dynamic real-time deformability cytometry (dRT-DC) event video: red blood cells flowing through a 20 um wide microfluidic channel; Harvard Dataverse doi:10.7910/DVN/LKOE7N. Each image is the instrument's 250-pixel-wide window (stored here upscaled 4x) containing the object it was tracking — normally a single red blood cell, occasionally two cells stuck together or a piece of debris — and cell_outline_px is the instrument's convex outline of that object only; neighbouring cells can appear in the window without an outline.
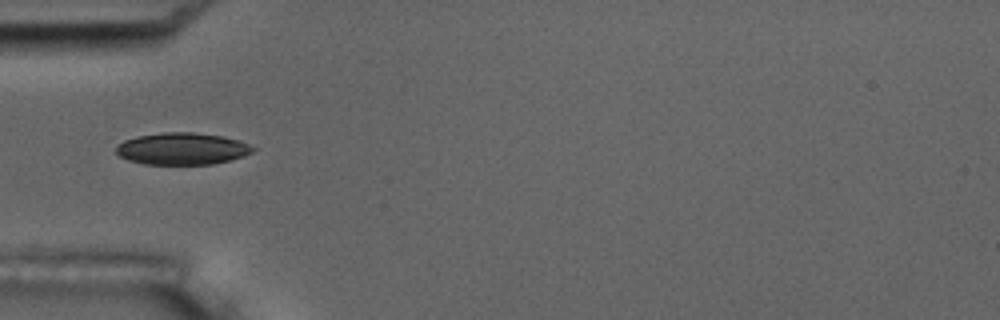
{"species": "common noctule bat (a hibernating species)", "species_latin": "Nyctalus noctula", "temperature_condition": "room temperature", "stored_images_in_passage": 6, "camera_frame_rate_fps": 3000, "um_per_image_px": 0.085, "animal": {"sex": "male", "body_mass_g": 17.5, "forearm_length_mm": 52.3}, "frame": {"image": 1, "passage_image": 5, "time_ms": 5.333, "image_size_px": [1000, 320], "cell_outline_px": [[256, 148], [252, 152], [244, 156], [212, 164], [144, 164], [128, 160], [120, 156], [116, 152], [116, 148], [124, 140], [136, 136], [164, 132], [192, 132], [220, 136], [236, 140], [248, 144]], "centroid_in_image_um": [15.46, 12.64], "position_along_channel_um": 69.5, "area_um2": 25.2}}